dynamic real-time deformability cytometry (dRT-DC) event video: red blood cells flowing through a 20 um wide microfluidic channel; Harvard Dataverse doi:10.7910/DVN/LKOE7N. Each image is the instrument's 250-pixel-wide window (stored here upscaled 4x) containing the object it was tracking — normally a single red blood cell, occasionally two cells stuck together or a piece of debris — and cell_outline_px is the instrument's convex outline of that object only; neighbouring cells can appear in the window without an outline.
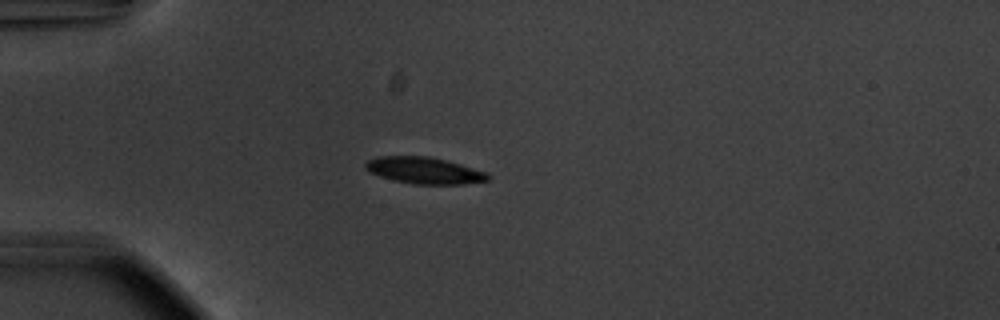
{"species": "common noctule bat (a hibernating species)", "species_latin": "Nyctalus noctula", "temperature_condition": "warm", "stored_images_in_passage": 40, "camera_frame_rate_fps": 3000, "um_per_image_px": 0.085, "animal": {"sex": "male", "body_mass_g": 20.1, "forearm_length_mm": 53.5}, "frame": {"image": 1, "passage_image": 1, "time_ms": 0.0, "image_size_px": [1000, 320], "cell_outline_px": [[492, 176], [488, 180], [464, 184], [412, 184], [392, 180], [368, 172], [364, 168], [364, 164], [368, 160], [376, 156], [428, 156], [460, 164], [488, 172]], "centroid_in_image_um": [36.04, 14.49], "position_along_channel_um": 49.0, "area_um2": 19.13}}
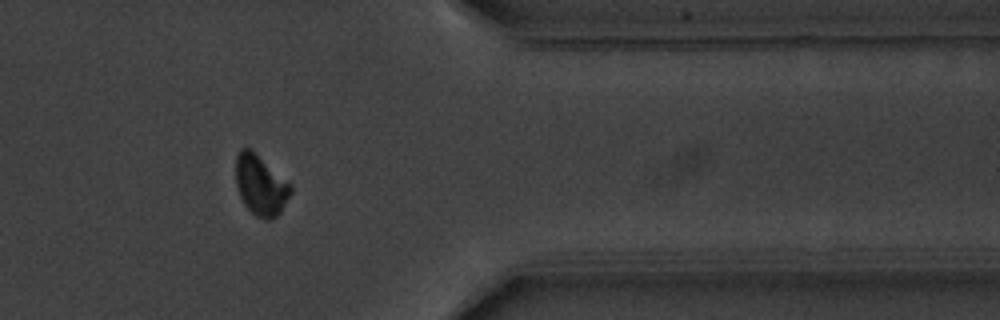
{"frame": {"image": 2, "passage_image": 31, "time_ms": 10.0, "image_size_px": [1000, 320], "cell_outline_px": [[292, 192], [280, 212], [272, 220], [264, 220], [256, 216], [244, 204], [240, 196], [236, 184], [236, 156], [240, 148], [252, 148], [292, 184]], "centroid_in_image_um": [22.17, 15.71], "position_along_channel_um": 389.2, "area_um2": 19.59}}
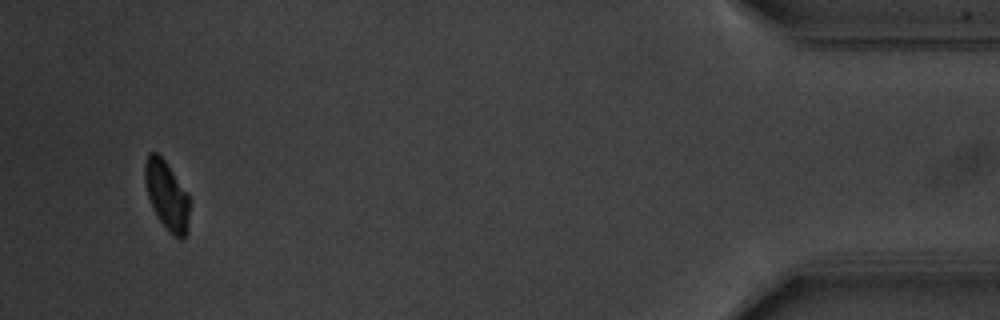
{"frame": {"image": 3, "passage_image": 38, "time_ms": 12.333, "image_size_px": [1000, 320], "cell_outline_px": [[188, 232], [180, 240], [172, 236], [168, 232], [160, 220], [148, 196], [144, 180], [144, 164], [148, 152], [156, 152], [164, 160], [188, 196]], "centroid_in_image_um": [14.15, 16.63], "position_along_channel_um": 421.0, "area_um2": 17.46}, "authors_computed_cell_mechanics": {"area_um2": 19.363, "velocity_mm_per_s": 3.7268, "shape_relaxation_time_tau1_ms": 2.2391, "shape_relaxation_time_tau2_ms": null, "deformation_change_tau1": 0.1161, "deformation_change_tau2": null}}